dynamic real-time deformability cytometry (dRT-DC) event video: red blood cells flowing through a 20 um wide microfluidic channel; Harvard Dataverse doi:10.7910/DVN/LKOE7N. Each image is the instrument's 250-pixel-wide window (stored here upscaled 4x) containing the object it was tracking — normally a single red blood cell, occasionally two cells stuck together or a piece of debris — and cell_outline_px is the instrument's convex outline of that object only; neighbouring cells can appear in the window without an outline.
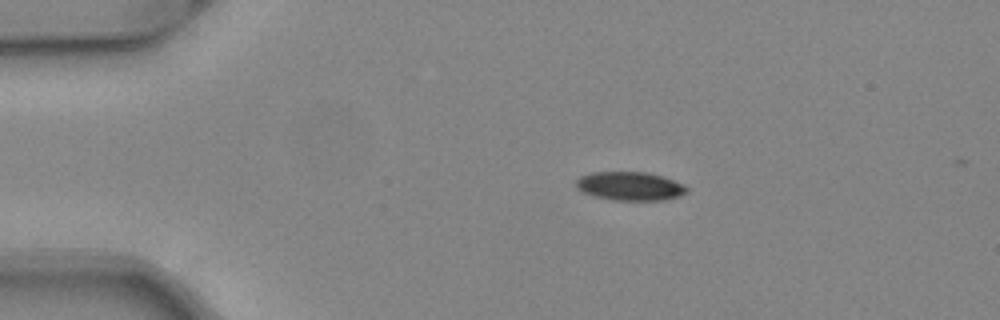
{"species": "common noctule bat (a hibernating species)", "species_latin": "Nyctalus noctula", "temperature_condition": "warm", "stored_images_in_passage": 15, "camera_frame_rate_fps": 3000, "um_per_image_px": 0.085, "animal": {"sex": "female", "body_mass_g": 24.6, "forearm_length_mm": 56.2}, "frame": {"image": 1, "passage_image": 10, "time_ms": 3.0, "image_size_px": [1000, 320], "cell_outline_px": [[688, 192], [664, 200], [612, 200], [592, 196], [576, 188], [576, 180], [580, 176], [592, 172], [648, 172], [664, 176], [684, 184], [688, 188]], "centroid_in_image_um": [53.54, 15.81], "position_along_channel_um": 31.5, "area_um2": 18.61}}